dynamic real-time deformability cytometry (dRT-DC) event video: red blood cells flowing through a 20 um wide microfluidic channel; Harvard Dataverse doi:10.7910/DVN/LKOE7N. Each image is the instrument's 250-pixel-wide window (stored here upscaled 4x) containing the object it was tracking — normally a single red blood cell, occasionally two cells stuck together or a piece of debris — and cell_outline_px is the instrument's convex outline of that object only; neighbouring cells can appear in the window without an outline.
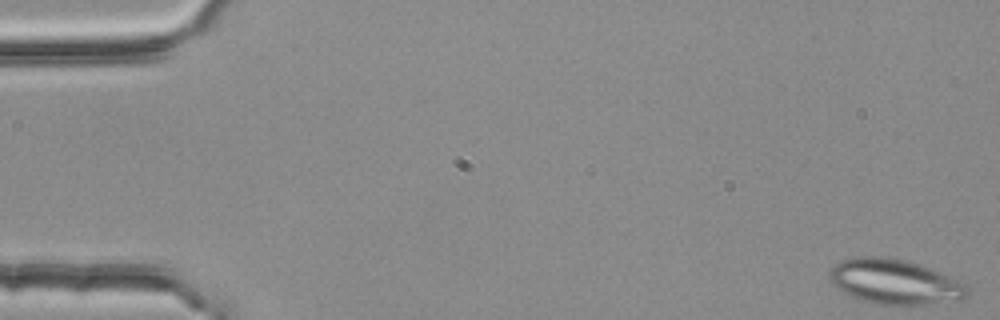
{"species": "common noctule bat (a hibernating species)", "species_latin": "Nyctalus noctula", "temperature_condition": "room temperature", "stored_images_in_passage": 5, "camera_frame_rate_fps": 3000, "um_per_image_px": 0.085, "animal": {"sex": "female", "body_mass_g": 25.1}, "frame": {"image": 1, "passage_image": 5, "time_ms": 1.333, "image_size_px": [1000, 320], "cell_outline_px": [[972, 288], [968, 296], [960, 300], [924, 304], [876, 304], [860, 300], [836, 288], [832, 284], [828, 276], [828, 272], [832, 264], [844, 260], [860, 256], [884, 256], [904, 260], [940, 272]], "centroid_in_image_um": [76.02, 23.95], "position_along_channel_um": 9.0, "area_um2": 36.01}}